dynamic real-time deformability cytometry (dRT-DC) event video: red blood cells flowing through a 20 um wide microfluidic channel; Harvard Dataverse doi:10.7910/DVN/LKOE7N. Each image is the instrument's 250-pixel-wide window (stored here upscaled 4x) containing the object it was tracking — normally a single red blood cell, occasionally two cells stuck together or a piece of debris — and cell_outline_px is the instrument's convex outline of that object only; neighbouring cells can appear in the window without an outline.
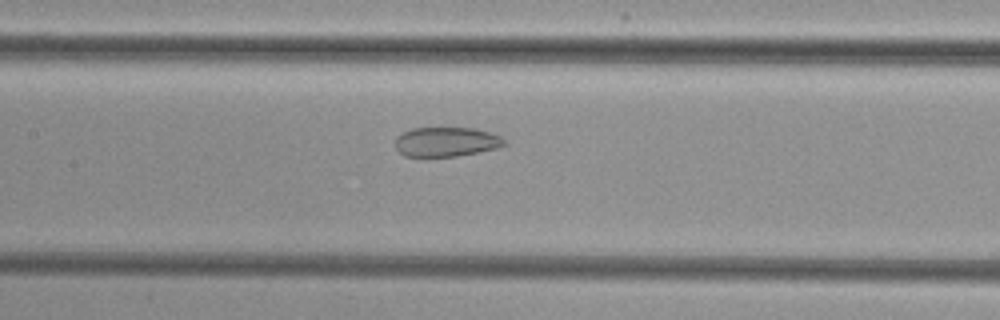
{"species": "common noctule bat (a hibernating species)", "species_latin": "Nyctalus noctula", "temperature_condition": "cold", "stored_images_in_passage": 37, "camera_frame_rate_fps": 3000, "um_per_image_px": 0.085, "animal": {"sex": "female", "body_mass_g": 29.2, "forearm_length_mm": 56.3}, "frame": {"image": 1, "passage_image": 9, "time_ms": 2.667, "image_size_px": [1000, 320], "cell_outline_px": [[504, 144], [496, 148], [456, 156], [404, 156], [396, 148], [396, 136], [412, 128], [476, 128], [492, 132], [500, 136], [504, 140]], "centroid_in_image_um": [37.92, 12.04], "position_along_channel_um": 169.5, "area_um2": 18.55}}
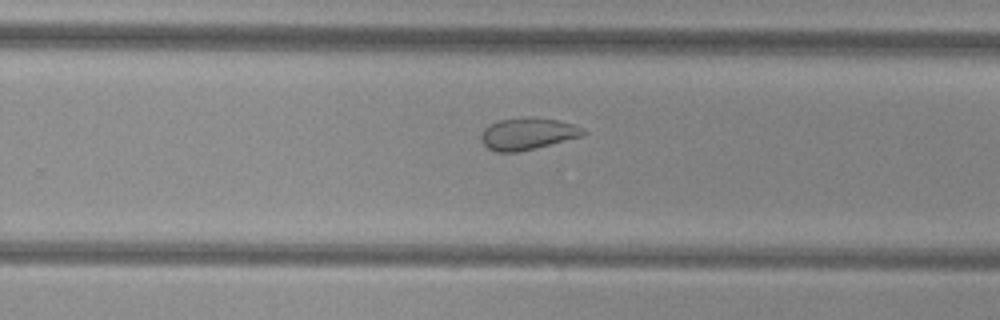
{"frame": {"image": 2, "passage_image": 18, "time_ms": 5.667, "image_size_px": [1000, 320], "cell_outline_px": [[588, 132], [584, 136], [516, 152], [496, 152], [488, 148], [480, 140], [480, 136], [484, 128], [488, 124], [496, 120], [528, 116], [560, 120], [584, 128]], "centroid_in_image_um": [44.84, 11.34], "position_along_channel_um": 285.0, "area_um2": 19.25}}
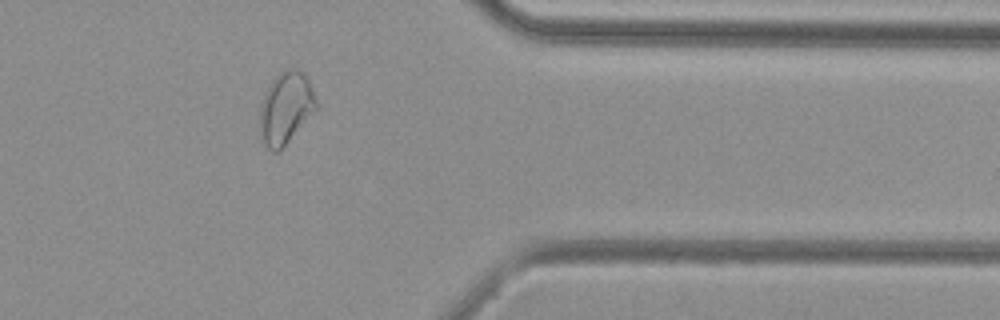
{"frame": {"image": 3, "passage_image": 27, "time_ms": 8.667, "image_size_px": [1000, 320], "cell_outline_px": [[316, 108], [284, 144], [276, 152], [272, 152], [264, 144], [260, 132], [260, 104], [264, 92], [268, 84], [284, 68], [300, 68], [304, 72], [308, 80], [316, 100]], "centroid_in_image_um": [24.24, 9.1], "position_along_channel_um": 387.2, "area_um2": 23.18}}